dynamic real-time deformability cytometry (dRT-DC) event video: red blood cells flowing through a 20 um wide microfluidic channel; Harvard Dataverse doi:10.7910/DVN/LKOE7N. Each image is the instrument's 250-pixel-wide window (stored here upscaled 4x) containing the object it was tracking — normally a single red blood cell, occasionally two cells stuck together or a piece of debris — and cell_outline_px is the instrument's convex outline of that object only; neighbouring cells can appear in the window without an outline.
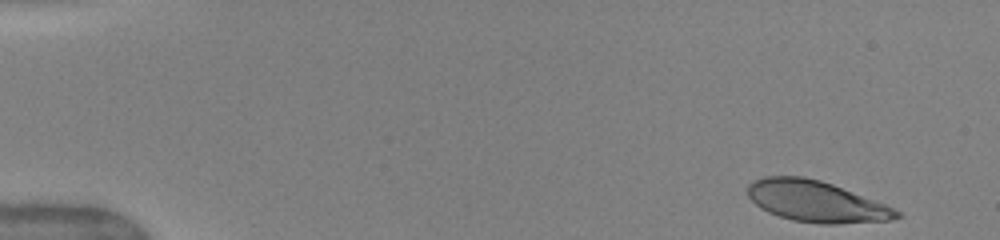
{"species": "human", "species_latin": "Homo sapiens", "temperature_condition": "warm", "stored_images_in_passage": 42, "camera_frame_rate_fps": 3000, "um_per_image_px": 0.085, "donor": {"sex": "female"}, "frame": {"image": 1, "passage_image": 1, "time_ms": 0.0, "image_size_px": [1000, 240], "cell_outline_px": [[904, 216], [888, 220], [840, 224], [820, 224], [792, 220], [768, 212], [760, 208], [748, 196], [748, 184], [752, 180], [764, 176], [804, 176], [820, 180], [832, 184], [884, 204], [900, 212]], "centroid_in_image_um": [69.33, 17.12], "position_along_channel_um": 15.7, "area_um2": 35.55}}
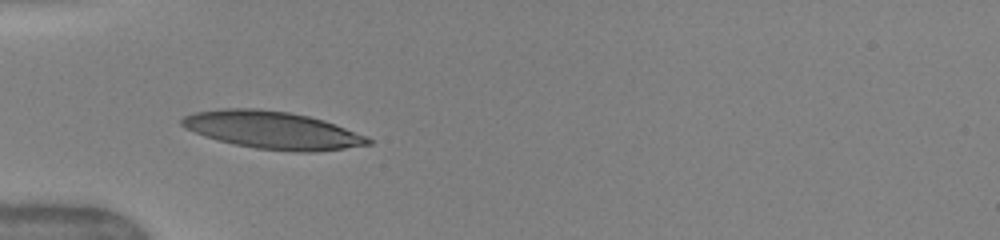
{"frame": {"image": 2, "passage_image": 14, "time_ms": 4.333, "image_size_px": [1000, 240], "cell_outline_px": [[372, 144], [316, 152], [296, 152], [256, 148], [236, 144], [204, 136], [184, 128], [180, 124], [180, 120], [184, 116], [192, 112], [220, 108], [256, 108], [288, 112], [308, 116], [324, 120], [368, 136], [372, 140]], "centroid_in_image_um": [23.15, 11.05], "position_along_channel_um": 61.9, "area_um2": 40.81}}
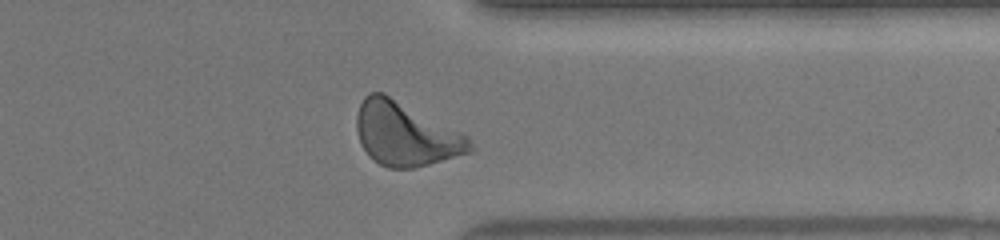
{"frame": {"image": 3, "passage_image": 38, "time_ms": 12.333, "image_size_px": [1000, 240], "cell_outline_px": [[476, 152], [416, 168], [388, 168], [380, 164], [368, 156], [360, 144], [356, 128], [356, 116], [360, 104], [364, 96], [372, 92], [384, 92], [464, 132], [468, 136], [476, 148]], "centroid_in_image_um": [34.54, 11.4], "position_along_channel_um": 376.9, "area_um2": 43.12}, "authors_computed_cell_mechanics": {"area_um2": 38.6682, "velocity_mm_per_s": 4.0109, "shape_relaxation_time_tau1_ms": 4.2007, "shape_relaxation_time_tau2_ms": null, "deformation_change_tau1": 0.2103, "deformation_change_tau2": null}}